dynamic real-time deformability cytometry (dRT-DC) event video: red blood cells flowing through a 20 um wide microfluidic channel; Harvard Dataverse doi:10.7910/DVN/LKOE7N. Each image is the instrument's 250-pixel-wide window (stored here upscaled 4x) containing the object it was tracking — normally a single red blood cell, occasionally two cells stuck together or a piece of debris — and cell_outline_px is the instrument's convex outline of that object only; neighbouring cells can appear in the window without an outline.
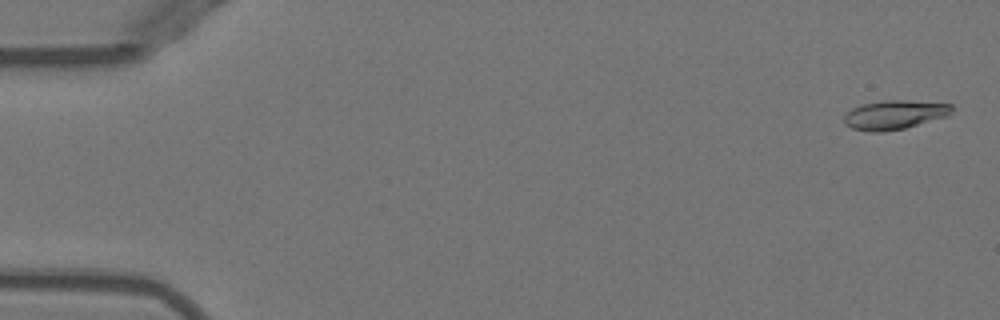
{"species": "Egyptian fruit bat (a non-hibernating species)", "species_latin": "Rousettus aegyptiacus", "temperature_condition": "warm", "stored_images_in_passage": 8, "camera_frame_rate_fps": 3000, "um_per_image_px": 0.085, "animal": {"sex": "female"}, "frame": {"image": 1, "passage_image": 2, "time_ms": 0.333, "image_size_px": [1000, 320], "cell_outline_px": [[952, 112], [948, 116], [904, 128], [884, 132], [872, 132], [852, 128], [844, 124], [844, 116], [852, 108], [864, 104], [884, 100], [908, 100], [952, 104]], "centroid_in_image_um": [76.04, 9.75], "position_along_channel_um": 9.0, "area_um2": 18.21}}